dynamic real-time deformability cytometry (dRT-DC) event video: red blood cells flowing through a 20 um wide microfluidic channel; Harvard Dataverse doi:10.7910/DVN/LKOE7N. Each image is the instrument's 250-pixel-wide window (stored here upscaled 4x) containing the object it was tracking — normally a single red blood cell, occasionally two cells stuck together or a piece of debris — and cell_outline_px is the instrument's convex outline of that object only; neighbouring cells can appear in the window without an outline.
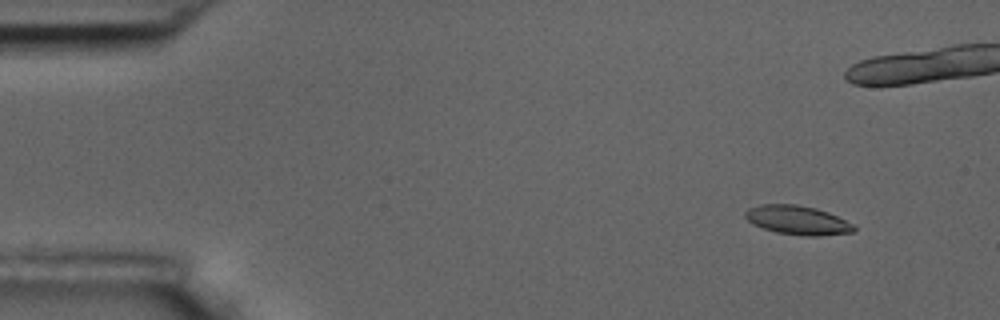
{"species": "common noctule bat (a hibernating species)", "species_latin": "Nyctalus noctula", "temperature_condition": "room temperature", "stored_images_in_passage": 6, "camera_frame_rate_fps": 3000, "um_per_image_px": 0.085, "animal": {"sex": "male", "body_mass_g": 17.5, "forearm_length_mm": 52.3}, "frame": {"image": 1, "passage_image": 2, "time_ms": 1.0, "image_size_px": [1000, 320], "cell_outline_px": [[856, 228], [852, 232], [820, 236], [804, 236], [776, 232], [752, 224], [744, 216], [744, 212], [748, 208], [760, 204], [796, 204], [816, 208], [828, 212], [852, 224]], "centroid_in_image_um": [67.75, 18.71], "position_along_channel_um": 17.2, "area_um2": 18.32}}